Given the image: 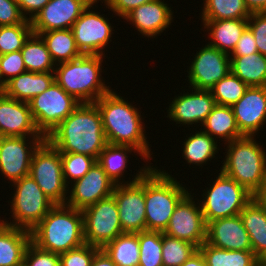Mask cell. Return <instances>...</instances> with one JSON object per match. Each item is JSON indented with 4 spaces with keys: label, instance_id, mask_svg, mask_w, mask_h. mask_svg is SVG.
Wrapping results in <instances>:
<instances>
[{
    "label": "cell",
    "instance_id": "cell-1",
    "mask_svg": "<svg viewBox=\"0 0 266 266\" xmlns=\"http://www.w3.org/2000/svg\"><path fill=\"white\" fill-rule=\"evenodd\" d=\"M46 139L60 153L84 154L96 161L108 144L95 103H80Z\"/></svg>",
    "mask_w": 266,
    "mask_h": 266
},
{
    "label": "cell",
    "instance_id": "cell-2",
    "mask_svg": "<svg viewBox=\"0 0 266 266\" xmlns=\"http://www.w3.org/2000/svg\"><path fill=\"white\" fill-rule=\"evenodd\" d=\"M127 99L112 88L95 102L100 111L106 140L113 145L133 146L151 162L152 146L147 140L145 123L142 122L144 114L142 117V112Z\"/></svg>",
    "mask_w": 266,
    "mask_h": 266
},
{
    "label": "cell",
    "instance_id": "cell-3",
    "mask_svg": "<svg viewBox=\"0 0 266 266\" xmlns=\"http://www.w3.org/2000/svg\"><path fill=\"white\" fill-rule=\"evenodd\" d=\"M30 233L32 243L53 253L81 247L85 244L82 210L55 205Z\"/></svg>",
    "mask_w": 266,
    "mask_h": 266
},
{
    "label": "cell",
    "instance_id": "cell-4",
    "mask_svg": "<svg viewBox=\"0 0 266 266\" xmlns=\"http://www.w3.org/2000/svg\"><path fill=\"white\" fill-rule=\"evenodd\" d=\"M103 55H82L56 65L55 81L80 103H95L112 89L102 77ZM103 70V71H102Z\"/></svg>",
    "mask_w": 266,
    "mask_h": 266
},
{
    "label": "cell",
    "instance_id": "cell-5",
    "mask_svg": "<svg viewBox=\"0 0 266 266\" xmlns=\"http://www.w3.org/2000/svg\"><path fill=\"white\" fill-rule=\"evenodd\" d=\"M170 173L154 165L145 173L147 231L164 232L177 204L191 190Z\"/></svg>",
    "mask_w": 266,
    "mask_h": 266
},
{
    "label": "cell",
    "instance_id": "cell-6",
    "mask_svg": "<svg viewBox=\"0 0 266 266\" xmlns=\"http://www.w3.org/2000/svg\"><path fill=\"white\" fill-rule=\"evenodd\" d=\"M224 146H227L225 159L219 170L254 196L266 180L265 147L257 142L256 136H243Z\"/></svg>",
    "mask_w": 266,
    "mask_h": 266
},
{
    "label": "cell",
    "instance_id": "cell-7",
    "mask_svg": "<svg viewBox=\"0 0 266 266\" xmlns=\"http://www.w3.org/2000/svg\"><path fill=\"white\" fill-rule=\"evenodd\" d=\"M14 187L13 196L8 201L10 205V222L6 219L0 220L2 223L31 231L55 206V204L45 195L35 180L30 176H25L12 183L9 187Z\"/></svg>",
    "mask_w": 266,
    "mask_h": 266
},
{
    "label": "cell",
    "instance_id": "cell-8",
    "mask_svg": "<svg viewBox=\"0 0 266 266\" xmlns=\"http://www.w3.org/2000/svg\"><path fill=\"white\" fill-rule=\"evenodd\" d=\"M198 199L206 224L215 219L237 216L253 195L221 170ZM209 188V189H208Z\"/></svg>",
    "mask_w": 266,
    "mask_h": 266
},
{
    "label": "cell",
    "instance_id": "cell-9",
    "mask_svg": "<svg viewBox=\"0 0 266 266\" xmlns=\"http://www.w3.org/2000/svg\"><path fill=\"white\" fill-rule=\"evenodd\" d=\"M29 175L55 205L65 204L68 185L63 177L61 153L47 139L35 150Z\"/></svg>",
    "mask_w": 266,
    "mask_h": 266
},
{
    "label": "cell",
    "instance_id": "cell-10",
    "mask_svg": "<svg viewBox=\"0 0 266 266\" xmlns=\"http://www.w3.org/2000/svg\"><path fill=\"white\" fill-rule=\"evenodd\" d=\"M28 103L36 127L45 138L80 104L56 81Z\"/></svg>",
    "mask_w": 266,
    "mask_h": 266
},
{
    "label": "cell",
    "instance_id": "cell-11",
    "mask_svg": "<svg viewBox=\"0 0 266 266\" xmlns=\"http://www.w3.org/2000/svg\"><path fill=\"white\" fill-rule=\"evenodd\" d=\"M99 1L93 0L71 27L76 46L82 55L106 56L105 48L110 46L108 44L114 35V26L109 22L107 15L100 14L98 10L94 11L98 6L95 4Z\"/></svg>",
    "mask_w": 266,
    "mask_h": 266
},
{
    "label": "cell",
    "instance_id": "cell-12",
    "mask_svg": "<svg viewBox=\"0 0 266 266\" xmlns=\"http://www.w3.org/2000/svg\"><path fill=\"white\" fill-rule=\"evenodd\" d=\"M82 213L86 244L102 249L117 236L123 234L113 195L86 207Z\"/></svg>",
    "mask_w": 266,
    "mask_h": 266
},
{
    "label": "cell",
    "instance_id": "cell-13",
    "mask_svg": "<svg viewBox=\"0 0 266 266\" xmlns=\"http://www.w3.org/2000/svg\"><path fill=\"white\" fill-rule=\"evenodd\" d=\"M194 195L196 194L189 191L179 201L163 233L188 241L199 248L206 241L207 224L198 198Z\"/></svg>",
    "mask_w": 266,
    "mask_h": 266
},
{
    "label": "cell",
    "instance_id": "cell-14",
    "mask_svg": "<svg viewBox=\"0 0 266 266\" xmlns=\"http://www.w3.org/2000/svg\"><path fill=\"white\" fill-rule=\"evenodd\" d=\"M45 139L44 136L0 137V173L10 185L29 175L32 156Z\"/></svg>",
    "mask_w": 266,
    "mask_h": 266
},
{
    "label": "cell",
    "instance_id": "cell-15",
    "mask_svg": "<svg viewBox=\"0 0 266 266\" xmlns=\"http://www.w3.org/2000/svg\"><path fill=\"white\" fill-rule=\"evenodd\" d=\"M187 69L188 87L210 90L230 72V56L219 49L205 44L193 56Z\"/></svg>",
    "mask_w": 266,
    "mask_h": 266
},
{
    "label": "cell",
    "instance_id": "cell-16",
    "mask_svg": "<svg viewBox=\"0 0 266 266\" xmlns=\"http://www.w3.org/2000/svg\"><path fill=\"white\" fill-rule=\"evenodd\" d=\"M112 195L116 200L123 233L146 231L145 174L137 182L116 184Z\"/></svg>",
    "mask_w": 266,
    "mask_h": 266
},
{
    "label": "cell",
    "instance_id": "cell-17",
    "mask_svg": "<svg viewBox=\"0 0 266 266\" xmlns=\"http://www.w3.org/2000/svg\"><path fill=\"white\" fill-rule=\"evenodd\" d=\"M116 184L96 161L80 179L68 185L65 205L83 210L113 194ZM70 194V195H69Z\"/></svg>",
    "mask_w": 266,
    "mask_h": 266
},
{
    "label": "cell",
    "instance_id": "cell-18",
    "mask_svg": "<svg viewBox=\"0 0 266 266\" xmlns=\"http://www.w3.org/2000/svg\"><path fill=\"white\" fill-rule=\"evenodd\" d=\"M189 89V92L183 91V94L181 92L180 95H175L170 101L169 107H166V117L171 122L186 125V128L193 127V124L199 128L216 105L215 99L210 90H197L191 87Z\"/></svg>",
    "mask_w": 266,
    "mask_h": 266
},
{
    "label": "cell",
    "instance_id": "cell-19",
    "mask_svg": "<svg viewBox=\"0 0 266 266\" xmlns=\"http://www.w3.org/2000/svg\"><path fill=\"white\" fill-rule=\"evenodd\" d=\"M91 2L93 0H49L31 21L33 33L71 29Z\"/></svg>",
    "mask_w": 266,
    "mask_h": 266
},
{
    "label": "cell",
    "instance_id": "cell-20",
    "mask_svg": "<svg viewBox=\"0 0 266 266\" xmlns=\"http://www.w3.org/2000/svg\"><path fill=\"white\" fill-rule=\"evenodd\" d=\"M243 136H258L266 124V86H250L231 106Z\"/></svg>",
    "mask_w": 266,
    "mask_h": 266
},
{
    "label": "cell",
    "instance_id": "cell-21",
    "mask_svg": "<svg viewBox=\"0 0 266 266\" xmlns=\"http://www.w3.org/2000/svg\"><path fill=\"white\" fill-rule=\"evenodd\" d=\"M43 136L36 127L28 102L0 90V137Z\"/></svg>",
    "mask_w": 266,
    "mask_h": 266
},
{
    "label": "cell",
    "instance_id": "cell-22",
    "mask_svg": "<svg viewBox=\"0 0 266 266\" xmlns=\"http://www.w3.org/2000/svg\"><path fill=\"white\" fill-rule=\"evenodd\" d=\"M169 5L165 0H153L133 9L123 19L129 22L128 24H133V28H136L142 37L154 40L172 26L175 15H173V7Z\"/></svg>",
    "mask_w": 266,
    "mask_h": 266
},
{
    "label": "cell",
    "instance_id": "cell-23",
    "mask_svg": "<svg viewBox=\"0 0 266 266\" xmlns=\"http://www.w3.org/2000/svg\"><path fill=\"white\" fill-rule=\"evenodd\" d=\"M205 242L219 249L252 251L249 235L240 215L208 222Z\"/></svg>",
    "mask_w": 266,
    "mask_h": 266
},
{
    "label": "cell",
    "instance_id": "cell-24",
    "mask_svg": "<svg viewBox=\"0 0 266 266\" xmlns=\"http://www.w3.org/2000/svg\"><path fill=\"white\" fill-rule=\"evenodd\" d=\"M136 153L139 156H142L140 159H143V161L146 163L144 166L139 167L137 173L135 175H132V180L129 177L130 180H124V173L127 172L128 162L130 156L128 154L130 153ZM129 157V158H128ZM145 159V160H144ZM97 162L99 165L103 168L107 176L114 181L115 184H130L137 182L140 180L143 175L152 167L151 165L153 163H149L148 160L142 155V153L134 148L133 146L129 145H113V144H107L104 149L99 154V157L97 159ZM123 177V178H122Z\"/></svg>",
    "mask_w": 266,
    "mask_h": 266
},
{
    "label": "cell",
    "instance_id": "cell-25",
    "mask_svg": "<svg viewBox=\"0 0 266 266\" xmlns=\"http://www.w3.org/2000/svg\"><path fill=\"white\" fill-rule=\"evenodd\" d=\"M55 81L54 72L26 71L6 82L0 90L8 97L29 102Z\"/></svg>",
    "mask_w": 266,
    "mask_h": 266
},
{
    "label": "cell",
    "instance_id": "cell-26",
    "mask_svg": "<svg viewBox=\"0 0 266 266\" xmlns=\"http://www.w3.org/2000/svg\"><path fill=\"white\" fill-rule=\"evenodd\" d=\"M202 29L208 32V45L222 52L231 54L244 30L248 27V19L201 20Z\"/></svg>",
    "mask_w": 266,
    "mask_h": 266
},
{
    "label": "cell",
    "instance_id": "cell-27",
    "mask_svg": "<svg viewBox=\"0 0 266 266\" xmlns=\"http://www.w3.org/2000/svg\"><path fill=\"white\" fill-rule=\"evenodd\" d=\"M239 215L249 235L252 252L261 261L266 256V210L253 197Z\"/></svg>",
    "mask_w": 266,
    "mask_h": 266
},
{
    "label": "cell",
    "instance_id": "cell-28",
    "mask_svg": "<svg viewBox=\"0 0 266 266\" xmlns=\"http://www.w3.org/2000/svg\"><path fill=\"white\" fill-rule=\"evenodd\" d=\"M31 233L0 221V266H23V257Z\"/></svg>",
    "mask_w": 266,
    "mask_h": 266
},
{
    "label": "cell",
    "instance_id": "cell-29",
    "mask_svg": "<svg viewBox=\"0 0 266 266\" xmlns=\"http://www.w3.org/2000/svg\"><path fill=\"white\" fill-rule=\"evenodd\" d=\"M200 129L208 133L216 141L221 139V141H224V144L243 137L236 124L231 106L216 104L212 112L202 123Z\"/></svg>",
    "mask_w": 266,
    "mask_h": 266
},
{
    "label": "cell",
    "instance_id": "cell-30",
    "mask_svg": "<svg viewBox=\"0 0 266 266\" xmlns=\"http://www.w3.org/2000/svg\"><path fill=\"white\" fill-rule=\"evenodd\" d=\"M200 130V131H199ZM195 128V133L186 134L187 139L183 141L182 158L189 164L194 166H199V168L204 167L213 158H216L220 148L214 138H212L208 133L203 132L201 129ZM192 134V135H191ZM188 135V136H187ZM203 165V166H202Z\"/></svg>",
    "mask_w": 266,
    "mask_h": 266
},
{
    "label": "cell",
    "instance_id": "cell-31",
    "mask_svg": "<svg viewBox=\"0 0 266 266\" xmlns=\"http://www.w3.org/2000/svg\"><path fill=\"white\" fill-rule=\"evenodd\" d=\"M230 72L250 86H266V56L259 52L230 56Z\"/></svg>",
    "mask_w": 266,
    "mask_h": 266
},
{
    "label": "cell",
    "instance_id": "cell-32",
    "mask_svg": "<svg viewBox=\"0 0 266 266\" xmlns=\"http://www.w3.org/2000/svg\"><path fill=\"white\" fill-rule=\"evenodd\" d=\"M39 35L45 42L50 56L56 65L82 56L76 46L71 29L50 30Z\"/></svg>",
    "mask_w": 266,
    "mask_h": 266
},
{
    "label": "cell",
    "instance_id": "cell-33",
    "mask_svg": "<svg viewBox=\"0 0 266 266\" xmlns=\"http://www.w3.org/2000/svg\"><path fill=\"white\" fill-rule=\"evenodd\" d=\"M198 250L208 266H261L252 251L219 249L206 242Z\"/></svg>",
    "mask_w": 266,
    "mask_h": 266
},
{
    "label": "cell",
    "instance_id": "cell-34",
    "mask_svg": "<svg viewBox=\"0 0 266 266\" xmlns=\"http://www.w3.org/2000/svg\"><path fill=\"white\" fill-rule=\"evenodd\" d=\"M102 249L117 266H139L138 233H123Z\"/></svg>",
    "mask_w": 266,
    "mask_h": 266
},
{
    "label": "cell",
    "instance_id": "cell-35",
    "mask_svg": "<svg viewBox=\"0 0 266 266\" xmlns=\"http://www.w3.org/2000/svg\"><path fill=\"white\" fill-rule=\"evenodd\" d=\"M26 71L54 72L53 62L47 46L40 35L32 33L21 49Z\"/></svg>",
    "mask_w": 266,
    "mask_h": 266
},
{
    "label": "cell",
    "instance_id": "cell-36",
    "mask_svg": "<svg viewBox=\"0 0 266 266\" xmlns=\"http://www.w3.org/2000/svg\"><path fill=\"white\" fill-rule=\"evenodd\" d=\"M201 20L248 19L245 0H203Z\"/></svg>",
    "mask_w": 266,
    "mask_h": 266
},
{
    "label": "cell",
    "instance_id": "cell-37",
    "mask_svg": "<svg viewBox=\"0 0 266 266\" xmlns=\"http://www.w3.org/2000/svg\"><path fill=\"white\" fill-rule=\"evenodd\" d=\"M248 88L249 86L246 83L229 72L210 91L216 104L232 106L245 94Z\"/></svg>",
    "mask_w": 266,
    "mask_h": 266
},
{
    "label": "cell",
    "instance_id": "cell-38",
    "mask_svg": "<svg viewBox=\"0 0 266 266\" xmlns=\"http://www.w3.org/2000/svg\"><path fill=\"white\" fill-rule=\"evenodd\" d=\"M197 250L198 247L192 243L168 236L162 232L163 266H181Z\"/></svg>",
    "mask_w": 266,
    "mask_h": 266
},
{
    "label": "cell",
    "instance_id": "cell-39",
    "mask_svg": "<svg viewBox=\"0 0 266 266\" xmlns=\"http://www.w3.org/2000/svg\"><path fill=\"white\" fill-rule=\"evenodd\" d=\"M140 245L139 266H163L162 232L142 231L138 233Z\"/></svg>",
    "mask_w": 266,
    "mask_h": 266
},
{
    "label": "cell",
    "instance_id": "cell-40",
    "mask_svg": "<svg viewBox=\"0 0 266 266\" xmlns=\"http://www.w3.org/2000/svg\"><path fill=\"white\" fill-rule=\"evenodd\" d=\"M33 33L31 21L0 26V55L21 51L28 37Z\"/></svg>",
    "mask_w": 266,
    "mask_h": 266
},
{
    "label": "cell",
    "instance_id": "cell-41",
    "mask_svg": "<svg viewBox=\"0 0 266 266\" xmlns=\"http://www.w3.org/2000/svg\"><path fill=\"white\" fill-rule=\"evenodd\" d=\"M61 159L67 185L82 178L96 162L93 157L78 153H61Z\"/></svg>",
    "mask_w": 266,
    "mask_h": 266
},
{
    "label": "cell",
    "instance_id": "cell-42",
    "mask_svg": "<svg viewBox=\"0 0 266 266\" xmlns=\"http://www.w3.org/2000/svg\"><path fill=\"white\" fill-rule=\"evenodd\" d=\"M26 72L21 51L0 55V88L10 79Z\"/></svg>",
    "mask_w": 266,
    "mask_h": 266
},
{
    "label": "cell",
    "instance_id": "cell-43",
    "mask_svg": "<svg viewBox=\"0 0 266 266\" xmlns=\"http://www.w3.org/2000/svg\"><path fill=\"white\" fill-rule=\"evenodd\" d=\"M99 249L85 243L81 247L61 253L60 266H91L93 257Z\"/></svg>",
    "mask_w": 266,
    "mask_h": 266
},
{
    "label": "cell",
    "instance_id": "cell-44",
    "mask_svg": "<svg viewBox=\"0 0 266 266\" xmlns=\"http://www.w3.org/2000/svg\"><path fill=\"white\" fill-rule=\"evenodd\" d=\"M23 266H60V256L30 242L24 253Z\"/></svg>",
    "mask_w": 266,
    "mask_h": 266
},
{
    "label": "cell",
    "instance_id": "cell-45",
    "mask_svg": "<svg viewBox=\"0 0 266 266\" xmlns=\"http://www.w3.org/2000/svg\"><path fill=\"white\" fill-rule=\"evenodd\" d=\"M248 28L254 35L258 52L266 56V12H252Z\"/></svg>",
    "mask_w": 266,
    "mask_h": 266
},
{
    "label": "cell",
    "instance_id": "cell-46",
    "mask_svg": "<svg viewBox=\"0 0 266 266\" xmlns=\"http://www.w3.org/2000/svg\"><path fill=\"white\" fill-rule=\"evenodd\" d=\"M24 20L16 0H0V26L20 24Z\"/></svg>",
    "mask_w": 266,
    "mask_h": 266
},
{
    "label": "cell",
    "instance_id": "cell-47",
    "mask_svg": "<svg viewBox=\"0 0 266 266\" xmlns=\"http://www.w3.org/2000/svg\"><path fill=\"white\" fill-rule=\"evenodd\" d=\"M101 3L104 2V6L110 9L115 16L119 18H124L129 12L137 8L140 5L151 2L153 0H100ZM107 5V6H106Z\"/></svg>",
    "mask_w": 266,
    "mask_h": 266
},
{
    "label": "cell",
    "instance_id": "cell-48",
    "mask_svg": "<svg viewBox=\"0 0 266 266\" xmlns=\"http://www.w3.org/2000/svg\"><path fill=\"white\" fill-rule=\"evenodd\" d=\"M255 38L252 31L247 27L237 42L236 47L229 56H245L257 53Z\"/></svg>",
    "mask_w": 266,
    "mask_h": 266
},
{
    "label": "cell",
    "instance_id": "cell-49",
    "mask_svg": "<svg viewBox=\"0 0 266 266\" xmlns=\"http://www.w3.org/2000/svg\"><path fill=\"white\" fill-rule=\"evenodd\" d=\"M16 2L23 17L26 20L32 21L49 0H16Z\"/></svg>",
    "mask_w": 266,
    "mask_h": 266
},
{
    "label": "cell",
    "instance_id": "cell-50",
    "mask_svg": "<svg viewBox=\"0 0 266 266\" xmlns=\"http://www.w3.org/2000/svg\"><path fill=\"white\" fill-rule=\"evenodd\" d=\"M91 266H117L110 257L106 254L103 249H99L93 260L91 262Z\"/></svg>",
    "mask_w": 266,
    "mask_h": 266
},
{
    "label": "cell",
    "instance_id": "cell-51",
    "mask_svg": "<svg viewBox=\"0 0 266 266\" xmlns=\"http://www.w3.org/2000/svg\"><path fill=\"white\" fill-rule=\"evenodd\" d=\"M181 266H208L203 258V255L197 250L189 259H187Z\"/></svg>",
    "mask_w": 266,
    "mask_h": 266
},
{
    "label": "cell",
    "instance_id": "cell-52",
    "mask_svg": "<svg viewBox=\"0 0 266 266\" xmlns=\"http://www.w3.org/2000/svg\"><path fill=\"white\" fill-rule=\"evenodd\" d=\"M245 4L251 13L266 12V0H245Z\"/></svg>",
    "mask_w": 266,
    "mask_h": 266
},
{
    "label": "cell",
    "instance_id": "cell-53",
    "mask_svg": "<svg viewBox=\"0 0 266 266\" xmlns=\"http://www.w3.org/2000/svg\"><path fill=\"white\" fill-rule=\"evenodd\" d=\"M260 205L266 210V180L260 190L253 196Z\"/></svg>",
    "mask_w": 266,
    "mask_h": 266
},
{
    "label": "cell",
    "instance_id": "cell-54",
    "mask_svg": "<svg viewBox=\"0 0 266 266\" xmlns=\"http://www.w3.org/2000/svg\"><path fill=\"white\" fill-rule=\"evenodd\" d=\"M261 266H266V256L260 261Z\"/></svg>",
    "mask_w": 266,
    "mask_h": 266
}]
</instances>
